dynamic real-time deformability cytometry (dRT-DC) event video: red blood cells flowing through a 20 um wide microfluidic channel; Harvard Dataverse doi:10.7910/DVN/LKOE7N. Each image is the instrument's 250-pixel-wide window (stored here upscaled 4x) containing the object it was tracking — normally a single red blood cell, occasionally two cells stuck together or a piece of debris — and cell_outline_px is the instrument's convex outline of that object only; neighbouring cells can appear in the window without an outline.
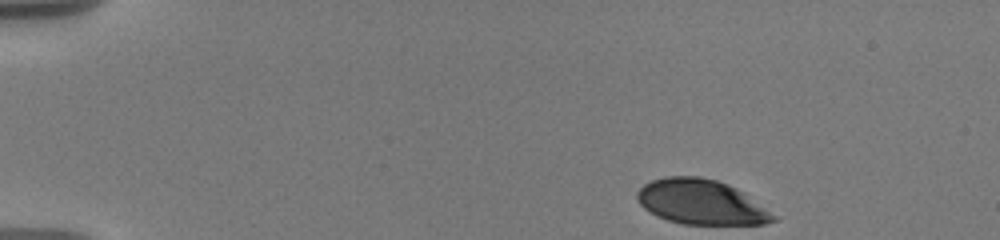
{"species": "human", "species_latin": "Homo sapiens", "temperature_condition": "warm", "stored_images_in_passage": 25, "camera_frame_rate_fps": 3000, "um_per_image_px": 0.085, "donor": {"sex": "male"}, "frame": {"image": 1, "passage_image": 1, "time_ms": 0.0, "image_size_px": [1000, 240], "cell_outline_px": [[776, 220], [764, 224], [684, 224], [668, 220], [644, 208], [636, 200], [636, 192], [644, 184], [652, 180], [664, 176], [700, 176], [716, 180], [728, 184], [744, 192], [776, 216]], "centroid_in_image_um": [59.58, 17.16], "position_along_channel_um": 25.4, "area_um2": 35.43}}
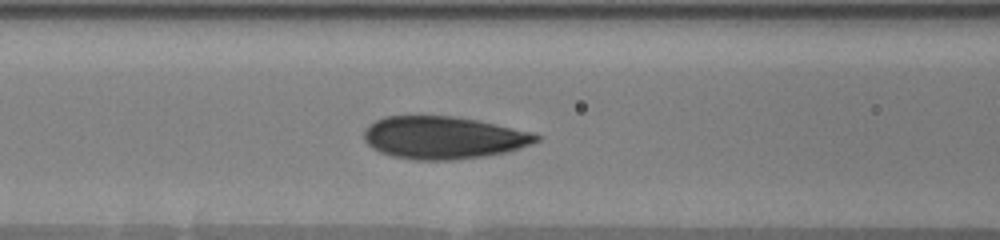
{"frame": {"image": 2, "passage_image": 15, "time_ms": 5.667, "image_size_px": [1000, 240], "cell_outline_px": [[540, 140], [532, 144], [504, 152], [484, 156], [452, 160], [416, 160], [392, 156], [380, 152], [372, 148], [364, 140], [364, 128], [368, 124], [384, 116], [452, 116], [476, 120], [496, 124], [532, 132], [540, 136]], "centroid_in_image_um": [37.65, 11.7], "position_along_channel_um": 128.9, "area_um2": 42.66}}
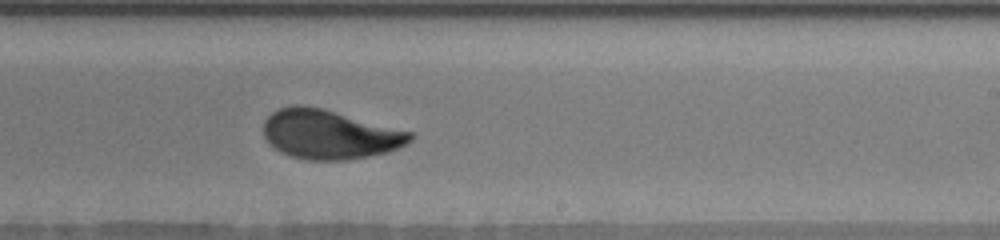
{"frame": {"image": 3, "passage_image": 25, "time_ms": 9.333, "image_size_px": [1000, 240], "cell_outline_px": [[416, 136], [412, 140], [388, 152], [368, 156], [344, 160], [308, 160], [292, 156], [280, 152], [272, 148], [268, 144], [264, 136], [264, 120], [272, 112], [280, 108], [292, 104], [304, 104], [324, 108], [412, 132]], "centroid_in_image_um": [27.97, 11.41], "position_along_channel_um": 261.0, "area_um2": 42.37}}